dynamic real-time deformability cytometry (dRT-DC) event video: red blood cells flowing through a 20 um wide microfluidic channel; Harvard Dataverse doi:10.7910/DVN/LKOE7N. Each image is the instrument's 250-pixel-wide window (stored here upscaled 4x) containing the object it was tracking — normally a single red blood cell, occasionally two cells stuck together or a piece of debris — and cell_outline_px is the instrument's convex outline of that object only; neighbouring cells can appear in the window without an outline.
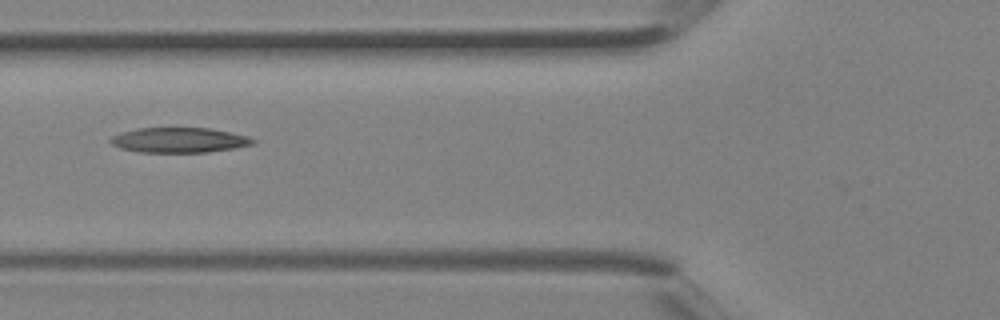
{"species": "Egyptian fruit bat (a non-hibernating species)", "species_latin": "Rousettus aegyptiacus", "temperature_condition": "room temperature", "stored_images_in_passage": 4, "camera_frame_rate_fps": 3000, "um_per_image_px": 0.085, "animal": {"sex": "female"}, "frame": {"image": 1, "passage_image": 4, "time_ms": 1.0, "image_size_px": [1000, 320], "cell_outline_px": [[256, 140], [252, 144], [236, 148], [208, 152], [140, 152], [120, 148], [112, 144], [108, 140], [112, 136], [136, 128], [208, 128], [248, 136]], "centroid_in_image_um": [15.22, 11.91], "position_along_channel_um": 110.6, "area_um2": 20.63}}